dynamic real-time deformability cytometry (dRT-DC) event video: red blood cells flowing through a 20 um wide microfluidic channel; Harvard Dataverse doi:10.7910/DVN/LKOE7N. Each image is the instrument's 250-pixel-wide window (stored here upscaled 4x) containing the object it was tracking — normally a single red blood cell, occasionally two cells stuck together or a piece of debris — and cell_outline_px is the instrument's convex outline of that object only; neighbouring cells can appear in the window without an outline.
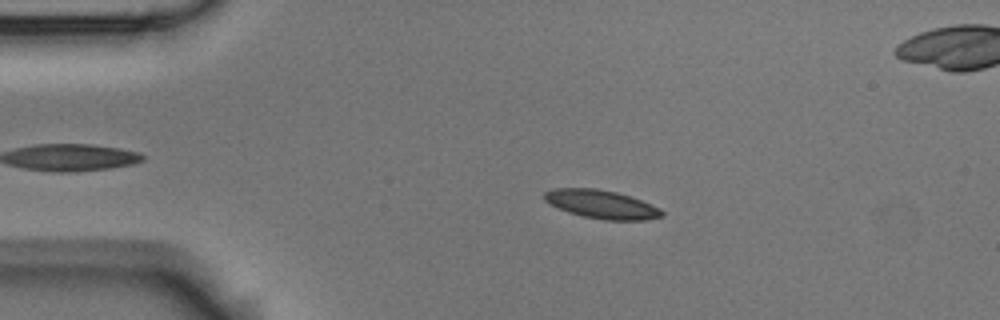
{"species": "Egyptian fruit bat (a non-hibernating species)", "species_latin": "Rousettus aegyptiacus", "temperature_condition": "room temperature", "stored_images_in_passage": 5, "camera_frame_rate_fps": 3000, "um_per_image_px": 0.085, "animal": {"sex": "male"}, "frame": {"image": 1, "passage_image": 2, "time_ms": 0.333, "image_size_px": [1000, 320], "cell_outline_px": [[664, 216], [644, 220], [604, 220], [584, 216], [568, 212], [548, 204], [544, 200], [544, 192], [552, 188], [596, 188], [616, 192], [640, 200], [660, 208], [664, 212]], "centroid_in_image_um": [51.1, 17.36], "position_along_channel_um": 33.9, "area_um2": 19.48}}
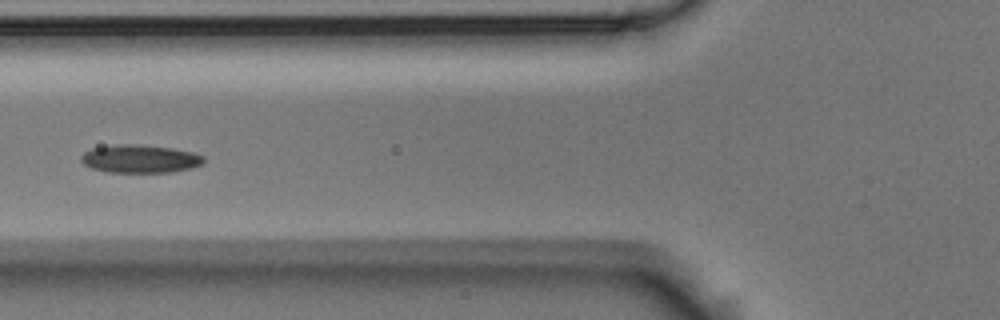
{"frame": {"image": 2, "passage_image": 5, "time_ms": 1.333, "image_size_px": [1000, 320], "cell_outline_px": [[204, 160], [200, 164], [188, 168], [172, 172], [104, 172], [92, 168], [84, 164], [80, 160], [80, 156], [84, 152], [92, 148], [116, 144], [136, 144], [172, 148], [192, 152], [204, 156]], "centroid_in_image_um": [11.84, 13.49], "position_along_channel_um": 114.0, "area_um2": 20.0}}